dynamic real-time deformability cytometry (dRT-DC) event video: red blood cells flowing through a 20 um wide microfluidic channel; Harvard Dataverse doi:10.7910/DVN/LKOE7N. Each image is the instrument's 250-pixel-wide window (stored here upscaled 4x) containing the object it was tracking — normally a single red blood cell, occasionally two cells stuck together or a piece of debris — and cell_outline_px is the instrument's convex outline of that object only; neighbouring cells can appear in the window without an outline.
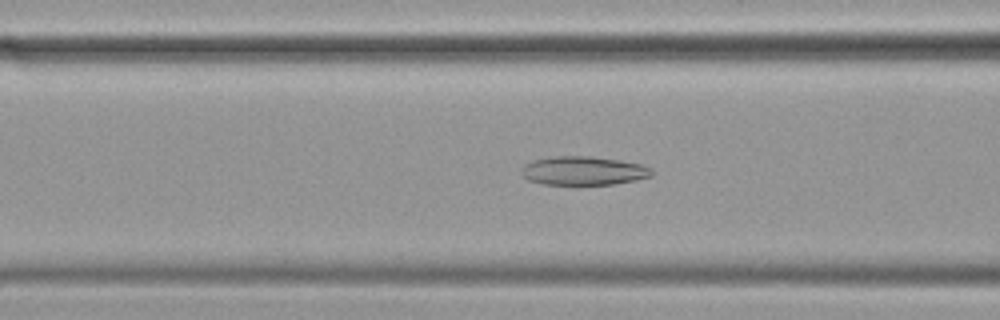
{"species": "common noctule bat (a hibernating species)", "species_latin": "Nyctalus noctula", "temperature_condition": "cold", "stored_images_in_passage": 57, "camera_frame_rate_fps": 3000, "um_per_image_px": 0.085, "animal": {"sex": "female", "body_mass_g": 19.9}, "frame": {"image": 1, "passage_image": 21, "time_ms": 6.667, "image_size_px": [1000, 320], "cell_outline_px": [[652, 176], [636, 180], [612, 184], [544, 184], [528, 180], [520, 172], [524, 164], [532, 160], [552, 156], [592, 156], [620, 160], [640, 164], [652, 168]], "centroid_in_image_um": [49.58, 14.5], "position_along_channel_um": 117.0, "area_um2": 21.85}}
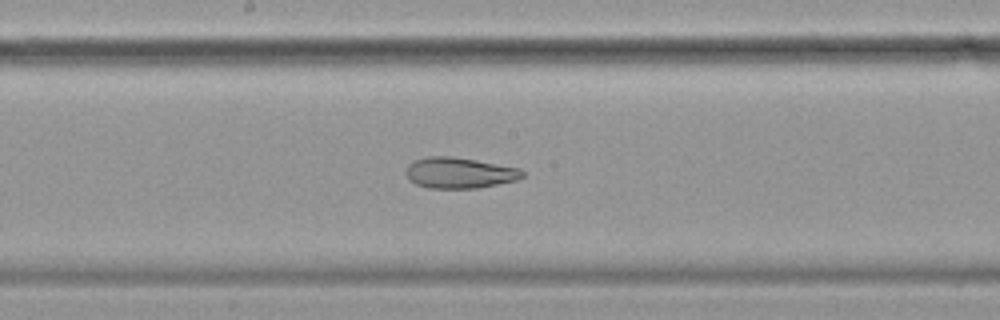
{"frame": {"image": 2, "passage_image": 29, "time_ms": 9.333, "image_size_px": [1000, 320], "cell_outline_px": [[524, 176], [516, 180], [480, 188], [428, 188], [416, 184], [408, 180], [408, 164], [416, 160], [428, 156], [452, 156], [476, 160], [520, 168], [524, 172]], "centroid_in_image_um": [39.08, 14.69], "position_along_channel_um": 209.1, "area_um2": 20.87}}
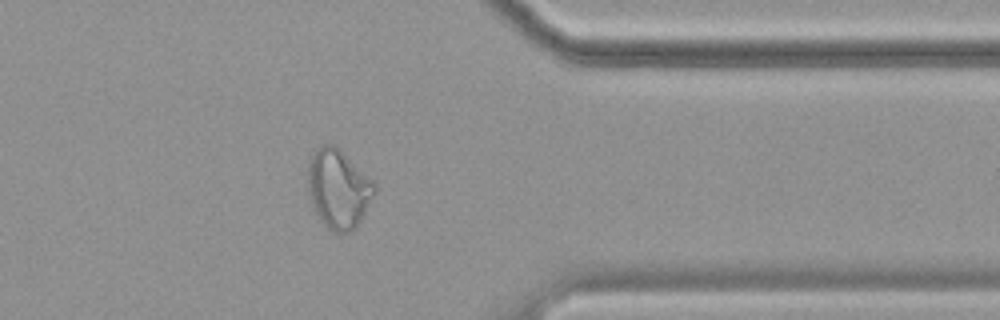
{"frame": {"image": 3, "passage_image": 45, "time_ms": 14.667, "image_size_px": [1000, 320], "cell_outline_px": [[376, 188], [356, 228], [348, 232], [332, 232], [320, 220], [312, 208], [308, 196], [308, 164], [316, 148], [324, 144], [336, 144], [376, 180]], "centroid_in_image_um": [28.76, 16.0], "position_along_channel_um": 382.6, "area_um2": 31.21}, "authors_computed_cell_mechanics": {"area_um2": 26.299, "velocity_mm_per_s": 3.4643, "shape_relaxation_time_tau1_ms": null, "shape_relaxation_time_tau2_ms": 3.8038, "deformation_change_tau1": null, "deformation_change_tau2": 0.1128}}